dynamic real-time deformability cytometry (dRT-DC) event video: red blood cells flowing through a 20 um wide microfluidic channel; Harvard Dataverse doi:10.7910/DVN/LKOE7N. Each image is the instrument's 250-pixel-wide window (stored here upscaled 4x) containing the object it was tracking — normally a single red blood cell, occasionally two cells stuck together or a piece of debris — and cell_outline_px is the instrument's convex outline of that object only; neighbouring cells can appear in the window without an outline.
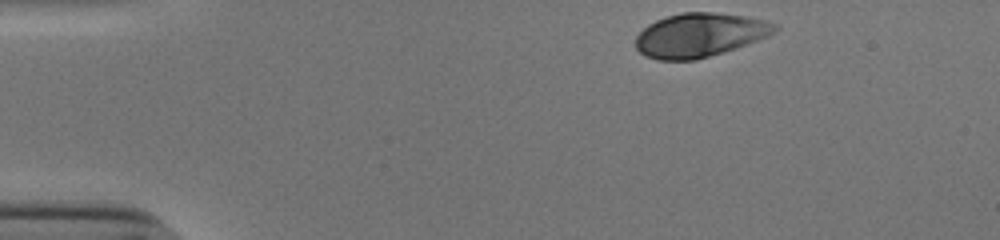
{"species": "human", "species_latin": "Homo sapiens", "temperature_condition": "cold", "stored_images_in_passage": 36, "camera_frame_rate_fps": 3000, "um_per_image_px": 0.085, "donor": {"sex": "male"}, "frame": {"image": 1, "passage_image": 1, "time_ms": 0.0, "image_size_px": [1000, 240], "cell_outline_px": [[776, 28], [768, 36], [696, 60], [660, 60], [644, 56], [636, 48], [636, 36], [648, 24], [656, 20], [680, 12], [712, 12], [744, 16], [764, 20], [776, 24]], "centroid_in_image_um": [59.4, 2.97], "position_along_channel_um": 25.6, "area_um2": 34.97}}
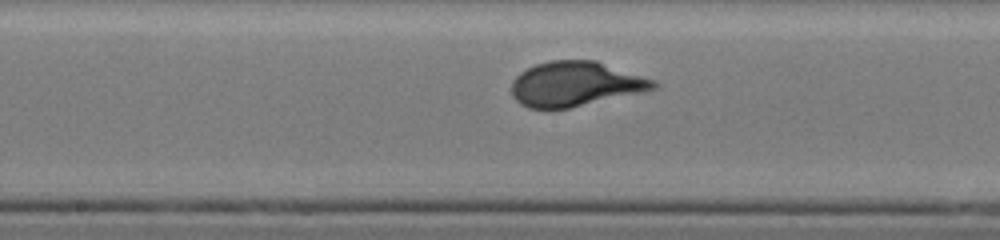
{"frame": {"image": 2, "passage_image": 21, "time_ms": 6.667, "image_size_px": [1000, 240], "cell_outline_px": [[656, 88], [640, 92], [568, 108], [528, 108], [520, 104], [512, 96], [512, 80], [520, 72], [536, 64], [552, 60], [596, 60], [656, 80]], "centroid_in_image_um": [48.88, 7.12], "position_along_channel_um": 199.3, "area_um2": 36.7}}
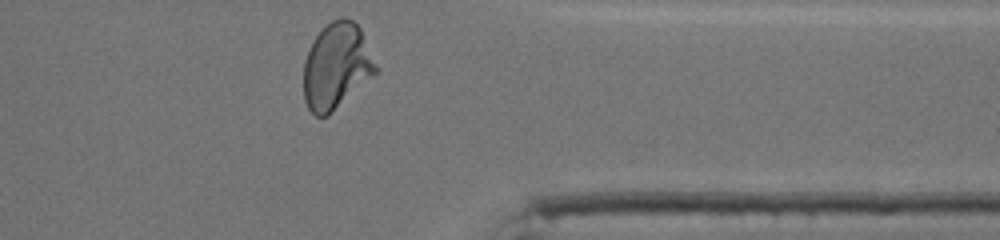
{"frame": {"image": 3, "passage_image": 36, "time_ms": 11.667, "image_size_px": [1000, 240], "cell_outline_px": [[380, 68], [376, 72], [328, 116], [316, 116], [308, 108], [304, 100], [304, 60], [308, 48], [312, 40], [332, 20], [340, 16], [344, 16], [352, 20], [360, 28]], "centroid_in_image_um": [28.6, 5.6], "position_along_channel_um": 382.8, "area_um2": 36.13}, "authors_computed_cell_mechanics": {"area_um2": 35.9516, "velocity_mm_per_s": 3.8286, "shape_relaxation_time_tau1_ms": 5.3338, "shape_relaxation_time_tau2_ms": null, "deformation_change_tau1": 0.2054, "deformation_change_tau2": null}}